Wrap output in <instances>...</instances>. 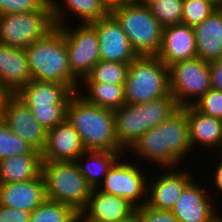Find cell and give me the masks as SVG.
I'll return each instance as SVG.
<instances>
[{
	"label": "cell",
	"instance_id": "cell-1",
	"mask_svg": "<svg viewBox=\"0 0 222 222\" xmlns=\"http://www.w3.org/2000/svg\"><path fill=\"white\" fill-rule=\"evenodd\" d=\"M126 152H132L131 156L135 153L143 162L148 160L156 169L183 167L185 157L193 154L186 112L180 108L169 119L146 131Z\"/></svg>",
	"mask_w": 222,
	"mask_h": 222
},
{
	"label": "cell",
	"instance_id": "cell-23",
	"mask_svg": "<svg viewBox=\"0 0 222 222\" xmlns=\"http://www.w3.org/2000/svg\"><path fill=\"white\" fill-rule=\"evenodd\" d=\"M66 85L59 82L31 80L15 95L28 107L67 106L73 95Z\"/></svg>",
	"mask_w": 222,
	"mask_h": 222
},
{
	"label": "cell",
	"instance_id": "cell-10",
	"mask_svg": "<svg viewBox=\"0 0 222 222\" xmlns=\"http://www.w3.org/2000/svg\"><path fill=\"white\" fill-rule=\"evenodd\" d=\"M124 158L125 155H122L113 164L98 189L119 196L138 208L147 201L148 177L146 171L143 172L140 165L137 166V161L133 163L130 159Z\"/></svg>",
	"mask_w": 222,
	"mask_h": 222
},
{
	"label": "cell",
	"instance_id": "cell-25",
	"mask_svg": "<svg viewBox=\"0 0 222 222\" xmlns=\"http://www.w3.org/2000/svg\"><path fill=\"white\" fill-rule=\"evenodd\" d=\"M124 154L128 156L124 150H86L75 163L88 185L95 189L99 188L109 169Z\"/></svg>",
	"mask_w": 222,
	"mask_h": 222
},
{
	"label": "cell",
	"instance_id": "cell-20",
	"mask_svg": "<svg viewBox=\"0 0 222 222\" xmlns=\"http://www.w3.org/2000/svg\"><path fill=\"white\" fill-rule=\"evenodd\" d=\"M31 80L25 50L0 44V86L15 94Z\"/></svg>",
	"mask_w": 222,
	"mask_h": 222
},
{
	"label": "cell",
	"instance_id": "cell-45",
	"mask_svg": "<svg viewBox=\"0 0 222 222\" xmlns=\"http://www.w3.org/2000/svg\"><path fill=\"white\" fill-rule=\"evenodd\" d=\"M151 0H141V4H147Z\"/></svg>",
	"mask_w": 222,
	"mask_h": 222
},
{
	"label": "cell",
	"instance_id": "cell-29",
	"mask_svg": "<svg viewBox=\"0 0 222 222\" xmlns=\"http://www.w3.org/2000/svg\"><path fill=\"white\" fill-rule=\"evenodd\" d=\"M129 64L100 60L81 82L125 84Z\"/></svg>",
	"mask_w": 222,
	"mask_h": 222
},
{
	"label": "cell",
	"instance_id": "cell-4",
	"mask_svg": "<svg viewBox=\"0 0 222 222\" xmlns=\"http://www.w3.org/2000/svg\"><path fill=\"white\" fill-rule=\"evenodd\" d=\"M181 107L170 93L141 104H125L114 111L115 136L126 152L149 129L169 119Z\"/></svg>",
	"mask_w": 222,
	"mask_h": 222
},
{
	"label": "cell",
	"instance_id": "cell-21",
	"mask_svg": "<svg viewBox=\"0 0 222 222\" xmlns=\"http://www.w3.org/2000/svg\"><path fill=\"white\" fill-rule=\"evenodd\" d=\"M45 199L42 174L25 182L0 183V205L32 212Z\"/></svg>",
	"mask_w": 222,
	"mask_h": 222
},
{
	"label": "cell",
	"instance_id": "cell-27",
	"mask_svg": "<svg viewBox=\"0 0 222 222\" xmlns=\"http://www.w3.org/2000/svg\"><path fill=\"white\" fill-rule=\"evenodd\" d=\"M78 92L89 103L109 110L115 111L126 104L124 84L80 82Z\"/></svg>",
	"mask_w": 222,
	"mask_h": 222
},
{
	"label": "cell",
	"instance_id": "cell-11",
	"mask_svg": "<svg viewBox=\"0 0 222 222\" xmlns=\"http://www.w3.org/2000/svg\"><path fill=\"white\" fill-rule=\"evenodd\" d=\"M58 27L64 33L71 72L82 81L100 61L98 34L90 23Z\"/></svg>",
	"mask_w": 222,
	"mask_h": 222
},
{
	"label": "cell",
	"instance_id": "cell-36",
	"mask_svg": "<svg viewBox=\"0 0 222 222\" xmlns=\"http://www.w3.org/2000/svg\"><path fill=\"white\" fill-rule=\"evenodd\" d=\"M142 222H179L170 210L157 209L147 203L136 208Z\"/></svg>",
	"mask_w": 222,
	"mask_h": 222
},
{
	"label": "cell",
	"instance_id": "cell-40",
	"mask_svg": "<svg viewBox=\"0 0 222 222\" xmlns=\"http://www.w3.org/2000/svg\"><path fill=\"white\" fill-rule=\"evenodd\" d=\"M11 95L12 93H10L8 90L0 86V123L3 122L4 119V110H5L6 101Z\"/></svg>",
	"mask_w": 222,
	"mask_h": 222
},
{
	"label": "cell",
	"instance_id": "cell-39",
	"mask_svg": "<svg viewBox=\"0 0 222 222\" xmlns=\"http://www.w3.org/2000/svg\"><path fill=\"white\" fill-rule=\"evenodd\" d=\"M220 160L218 161V163H215V168L212 169V172L210 173V176H212L211 181H213L210 186L211 190H215L214 193L216 192L222 195V155L221 157L219 156ZM214 179V180H213ZM213 189H212V188ZM219 191V192H218Z\"/></svg>",
	"mask_w": 222,
	"mask_h": 222
},
{
	"label": "cell",
	"instance_id": "cell-33",
	"mask_svg": "<svg viewBox=\"0 0 222 222\" xmlns=\"http://www.w3.org/2000/svg\"><path fill=\"white\" fill-rule=\"evenodd\" d=\"M36 121L47 131L66 119L67 106L29 107Z\"/></svg>",
	"mask_w": 222,
	"mask_h": 222
},
{
	"label": "cell",
	"instance_id": "cell-43",
	"mask_svg": "<svg viewBox=\"0 0 222 222\" xmlns=\"http://www.w3.org/2000/svg\"><path fill=\"white\" fill-rule=\"evenodd\" d=\"M211 222H222V213H220Z\"/></svg>",
	"mask_w": 222,
	"mask_h": 222
},
{
	"label": "cell",
	"instance_id": "cell-35",
	"mask_svg": "<svg viewBox=\"0 0 222 222\" xmlns=\"http://www.w3.org/2000/svg\"><path fill=\"white\" fill-rule=\"evenodd\" d=\"M48 2L49 0H0V15L37 11Z\"/></svg>",
	"mask_w": 222,
	"mask_h": 222
},
{
	"label": "cell",
	"instance_id": "cell-18",
	"mask_svg": "<svg viewBox=\"0 0 222 222\" xmlns=\"http://www.w3.org/2000/svg\"><path fill=\"white\" fill-rule=\"evenodd\" d=\"M156 56L167 67L178 61L197 57L193 27L184 24L164 27L161 47Z\"/></svg>",
	"mask_w": 222,
	"mask_h": 222
},
{
	"label": "cell",
	"instance_id": "cell-9",
	"mask_svg": "<svg viewBox=\"0 0 222 222\" xmlns=\"http://www.w3.org/2000/svg\"><path fill=\"white\" fill-rule=\"evenodd\" d=\"M170 92L180 107L194 105L211 88L209 62L199 57L169 66Z\"/></svg>",
	"mask_w": 222,
	"mask_h": 222
},
{
	"label": "cell",
	"instance_id": "cell-16",
	"mask_svg": "<svg viewBox=\"0 0 222 222\" xmlns=\"http://www.w3.org/2000/svg\"><path fill=\"white\" fill-rule=\"evenodd\" d=\"M135 212L136 208L127 200L95 188L79 214L83 222H121Z\"/></svg>",
	"mask_w": 222,
	"mask_h": 222
},
{
	"label": "cell",
	"instance_id": "cell-41",
	"mask_svg": "<svg viewBox=\"0 0 222 222\" xmlns=\"http://www.w3.org/2000/svg\"><path fill=\"white\" fill-rule=\"evenodd\" d=\"M132 4H141V0H114V7Z\"/></svg>",
	"mask_w": 222,
	"mask_h": 222
},
{
	"label": "cell",
	"instance_id": "cell-37",
	"mask_svg": "<svg viewBox=\"0 0 222 222\" xmlns=\"http://www.w3.org/2000/svg\"><path fill=\"white\" fill-rule=\"evenodd\" d=\"M31 211L0 205V222H29Z\"/></svg>",
	"mask_w": 222,
	"mask_h": 222
},
{
	"label": "cell",
	"instance_id": "cell-32",
	"mask_svg": "<svg viewBox=\"0 0 222 222\" xmlns=\"http://www.w3.org/2000/svg\"><path fill=\"white\" fill-rule=\"evenodd\" d=\"M22 154H41L25 140L12 132L4 123H0V160Z\"/></svg>",
	"mask_w": 222,
	"mask_h": 222
},
{
	"label": "cell",
	"instance_id": "cell-7",
	"mask_svg": "<svg viewBox=\"0 0 222 222\" xmlns=\"http://www.w3.org/2000/svg\"><path fill=\"white\" fill-rule=\"evenodd\" d=\"M138 56L157 55L163 27L147 4L122 5L110 9Z\"/></svg>",
	"mask_w": 222,
	"mask_h": 222
},
{
	"label": "cell",
	"instance_id": "cell-17",
	"mask_svg": "<svg viewBox=\"0 0 222 222\" xmlns=\"http://www.w3.org/2000/svg\"><path fill=\"white\" fill-rule=\"evenodd\" d=\"M86 151L79 134L65 119L47 130L46 144L41 152L42 160L75 161Z\"/></svg>",
	"mask_w": 222,
	"mask_h": 222
},
{
	"label": "cell",
	"instance_id": "cell-19",
	"mask_svg": "<svg viewBox=\"0 0 222 222\" xmlns=\"http://www.w3.org/2000/svg\"><path fill=\"white\" fill-rule=\"evenodd\" d=\"M189 121V138L192 151L202 146L207 151L215 150L222 155V120L200 112L194 105L181 107ZM215 150H214V149ZM213 150V151H212Z\"/></svg>",
	"mask_w": 222,
	"mask_h": 222
},
{
	"label": "cell",
	"instance_id": "cell-5",
	"mask_svg": "<svg viewBox=\"0 0 222 222\" xmlns=\"http://www.w3.org/2000/svg\"><path fill=\"white\" fill-rule=\"evenodd\" d=\"M124 90L126 104L134 105L169 95V67L156 55L137 56L129 64Z\"/></svg>",
	"mask_w": 222,
	"mask_h": 222
},
{
	"label": "cell",
	"instance_id": "cell-30",
	"mask_svg": "<svg viewBox=\"0 0 222 222\" xmlns=\"http://www.w3.org/2000/svg\"><path fill=\"white\" fill-rule=\"evenodd\" d=\"M220 6L219 0H183L181 24L197 26Z\"/></svg>",
	"mask_w": 222,
	"mask_h": 222
},
{
	"label": "cell",
	"instance_id": "cell-34",
	"mask_svg": "<svg viewBox=\"0 0 222 222\" xmlns=\"http://www.w3.org/2000/svg\"><path fill=\"white\" fill-rule=\"evenodd\" d=\"M194 106L200 112L222 120V91L211 88Z\"/></svg>",
	"mask_w": 222,
	"mask_h": 222
},
{
	"label": "cell",
	"instance_id": "cell-31",
	"mask_svg": "<svg viewBox=\"0 0 222 222\" xmlns=\"http://www.w3.org/2000/svg\"><path fill=\"white\" fill-rule=\"evenodd\" d=\"M147 5L163 28L181 24L183 0H151Z\"/></svg>",
	"mask_w": 222,
	"mask_h": 222
},
{
	"label": "cell",
	"instance_id": "cell-12",
	"mask_svg": "<svg viewBox=\"0 0 222 222\" xmlns=\"http://www.w3.org/2000/svg\"><path fill=\"white\" fill-rule=\"evenodd\" d=\"M195 179L184 187L170 210L179 222H211L220 213L217 210L219 205H216L220 201H216V197L210 194V188L206 190L204 184H198L199 180L196 182Z\"/></svg>",
	"mask_w": 222,
	"mask_h": 222
},
{
	"label": "cell",
	"instance_id": "cell-14",
	"mask_svg": "<svg viewBox=\"0 0 222 222\" xmlns=\"http://www.w3.org/2000/svg\"><path fill=\"white\" fill-rule=\"evenodd\" d=\"M90 24L98 34L100 60L130 64L138 56L120 24L110 13Z\"/></svg>",
	"mask_w": 222,
	"mask_h": 222
},
{
	"label": "cell",
	"instance_id": "cell-6",
	"mask_svg": "<svg viewBox=\"0 0 222 222\" xmlns=\"http://www.w3.org/2000/svg\"><path fill=\"white\" fill-rule=\"evenodd\" d=\"M46 198L73 207L80 213L87 205L92 188L75 161L42 162Z\"/></svg>",
	"mask_w": 222,
	"mask_h": 222
},
{
	"label": "cell",
	"instance_id": "cell-28",
	"mask_svg": "<svg viewBox=\"0 0 222 222\" xmlns=\"http://www.w3.org/2000/svg\"><path fill=\"white\" fill-rule=\"evenodd\" d=\"M79 218L73 207L46 198L31 212L29 222H77Z\"/></svg>",
	"mask_w": 222,
	"mask_h": 222
},
{
	"label": "cell",
	"instance_id": "cell-2",
	"mask_svg": "<svg viewBox=\"0 0 222 222\" xmlns=\"http://www.w3.org/2000/svg\"><path fill=\"white\" fill-rule=\"evenodd\" d=\"M66 120L86 150H123L115 136L114 111L89 103L79 92H74L68 101Z\"/></svg>",
	"mask_w": 222,
	"mask_h": 222
},
{
	"label": "cell",
	"instance_id": "cell-15",
	"mask_svg": "<svg viewBox=\"0 0 222 222\" xmlns=\"http://www.w3.org/2000/svg\"><path fill=\"white\" fill-rule=\"evenodd\" d=\"M3 122L40 153L46 144L47 131L32 115L31 109L12 94L5 104Z\"/></svg>",
	"mask_w": 222,
	"mask_h": 222
},
{
	"label": "cell",
	"instance_id": "cell-44",
	"mask_svg": "<svg viewBox=\"0 0 222 222\" xmlns=\"http://www.w3.org/2000/svg\"><path fill=\"white\" fill-rule=\"evenodd\" d=\"M108 6L109 9L114 8V0H103Z\"/></svg>",
	"mask_w": 222,
	"mask_h": 222
},
{
	"label": "cell",
	"instance_id": "cell-22",
	"mask_svg": "<svg viewBox=\"0 0 222 222\" xmlns=\"http://www.w3.org/2000/svg\"><path fill=\"white\" fill-rule=\"evenodd\" d=\"M62 1L59 2L58 0H49L53 22L57 27L67 25L68 21L66 20H68L70 16L74 17L75 15V17L81 20H79V22H81L79 24H83L97 21L106 17L110 13L109 6L103 0ZM67 12H71L68 13L69 17L67 16Z\"/></svg>",
	"mask_w": 222,
	"mask_h": 222
},
{
	"label": "cell",
	"instance_id": "cell-3",
	"mask_svg": "<svg viewBox=\"0 0 222 222\" xmlns=\"http://www.w3.org/2000/svg\"><path fill=\"white\" fill-rule=\"evenodd\" d=\"M32 80L59 82L78 92L80 80L71 72L64 33L55 26L38 42L24 49Z\"/></svg>",
	"mask_w": 222,
	"mask_h": 222
},
{
	"label": "cell",
	"instance_id": "cell-38",
	"mask_svg": "<svg viewBox=\"0 0 222 222\" xmlns=\"http://www.w3.org/2000/svg\"><path fill=\"white\" fill-rule=\"evenodd\" d=\"M211 85L213 89L222 91V57L209 63Z\"/></svg>",
	"mask_w": 222,
	"mask_h": 222
},
{
	"label": "cell",
	"instance_id": "cell-26",
	"mask_svg": "<svg viewBox=\"0 0 222 222\" xmlns=\"http://www.w3.org/2000/svg\"><path fill=\"white\" fill-rule=\"evenodd\" d=\"M41 154L14 155L0 160V183L25 182L42 174Z\"/></svg>",
	"mask_w": 222,
	"mask_h": 222
},
{
	"label": "cell",
	"instance_id": "cell-8",
	"mask_svg": "<svg viewBox=\"0 0 222 222\" xmlns=\"http://www.w3.org/2000/svg\"><path fill=\"white\" fill-rule=\"evenodd\" d=\"M55 27L50 3L28 13L0 15V44L25 49Z\"/></svg>",
	"mask_w": 222,
	"mask_h": 222
},
{
	"label": "cell",
	"instance_id": "cell-24",
	"mask_svg": "<svg viewBox=\"0 0 222 222\" xmlns=\"http://www.w3.org/2000/svg\"><path fill=\"white\" fill-rule=\"evenodd\" d=\"M197 57L213 62L222 57V6L193 27Z\"/></svg>",
	"mask_w": 222,
	"mask_h": 222
},
{
	"label": "cell",
	"instance_id": "cell-13",
	"mask_svg": "<svg viewBox=\"0 0 222 222\" xmlns=\"http://www.w3.org/2000/svg\"><path fill=\"white\" fill-rule=\"evenodd\" d=\"M181 168H163V171L160 168L158 169L161 170L159 176L154 174L153 179L149 176L147 181L150 183L147 182L146 201L148 205L157 209H172L184 187L194 178L192 171H189V169L181 170Z\"/></svg>",
	"mask_w": 222,
	"mask_h": 222
},
{
	"label": "cell",
	"instance_id": "cell-42",
	"mask_svg": "<svg viewBox=\"0 0 222 222\" xmlns=\"http://www.w3.org/2000/svg\"><path fill=\"white\" fill-rule=\"evenodd\" d=\"M121 222H142V220H141L140 216L138 215V213L135 212L128 219L123 220Z\"/></svg>",
	"mask_w": 222,
	"mask_h": 222
}]
</instances>
